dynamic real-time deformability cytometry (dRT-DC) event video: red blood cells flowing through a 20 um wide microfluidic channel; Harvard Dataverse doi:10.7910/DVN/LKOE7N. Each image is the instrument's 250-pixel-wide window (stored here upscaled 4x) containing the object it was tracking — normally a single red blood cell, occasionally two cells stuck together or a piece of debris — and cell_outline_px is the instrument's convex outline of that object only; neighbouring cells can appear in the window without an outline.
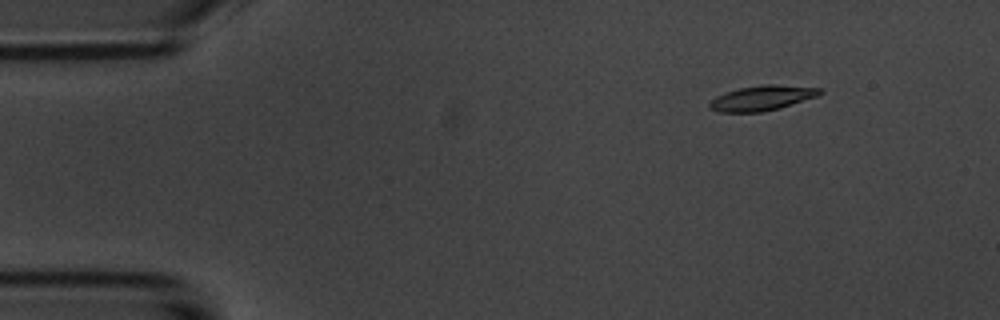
{"species": "common noctule bat (a hibernating species)", "species_latin": "Nyctalus noctula", "temperature_condition": "room temperature", "stored_images_in_passage": 5, "segment_of_instrument_passage": [1, 2], "camera_frame_rate_fps": 3000, "um_per_image_px": 0.085, "animal": {"sex": "male", "body_mass_g": 20.1, "forearm_length_mm": 53.5}, "frame": {"image": 1, "passage_image": 2, "time_ms": 1.333, "image_size_px": [1000, 320], "cell_outline_px": [[824, 92], [820, 96], [780, 108], [760, 112], [720, 112], [712, 108], [708, 104], [716, 96], [724, 92], [740, 88], [764, 84], [772, 84], [820, 88]], "centroid_in_image_um": [64.82, 8.33], "position_along_channel_um": 20.2, "area_um2": 16.07}}